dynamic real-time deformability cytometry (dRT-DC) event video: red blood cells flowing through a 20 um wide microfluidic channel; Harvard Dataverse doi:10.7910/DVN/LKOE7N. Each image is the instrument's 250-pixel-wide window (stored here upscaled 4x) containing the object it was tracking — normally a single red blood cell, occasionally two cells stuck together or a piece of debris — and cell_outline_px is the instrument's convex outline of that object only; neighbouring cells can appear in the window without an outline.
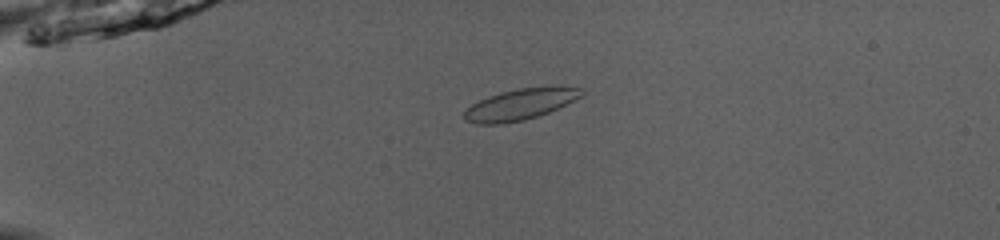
{"species": "common noctule bat (a hibernating species)", "species_latin": "Nyctalus noctula", "temperature_condition": "room temperature", "stored_images_in_passage": 37, "camera_frame_rate_fps": 3000, "um_per_image_px": 0.085, "animal": {"sex": "male", "body_mass_g": 13.0, "forearm_length_mm": 53.1}, "frame": {"image": 1, "passage_image": 2, "time_ms": 0.333, "image_size_px": [1000, 240], "cell_outline_px": [[584, 92], [580, 96], [548, 112], [524, 120], [500, 124], [476, 124], [464, 120], [464, 112], [472, 104], [488, 96], [500, 92], [516, 88], [584, 88]], "centroid_in_image_um": [44.11, 8.9], "position_along_channel_um": 40.9, "area_um2": 20.52}}
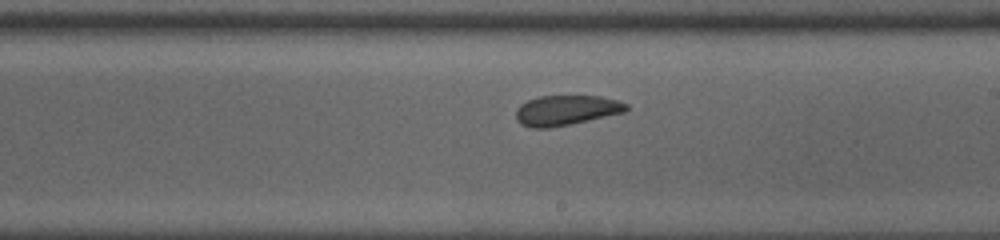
{"frame": {"image": 2, "passage_image": 20, "time_ms": 6.333, "image_size_px": [1000, 240], "cell_outline_px": [[628, 108], [624, 112], [588, 120], [548, 128], [532, 128], [520, 124], [516, 120], [516, 108], [520, 104], [528, 100], [540, 96], [600, 96], [616, 100], [628, 104]], "centroid_in_image_um": [48.08, 9.37], "position_along_channel_um": 240.9, "area_um2": 19.19}}
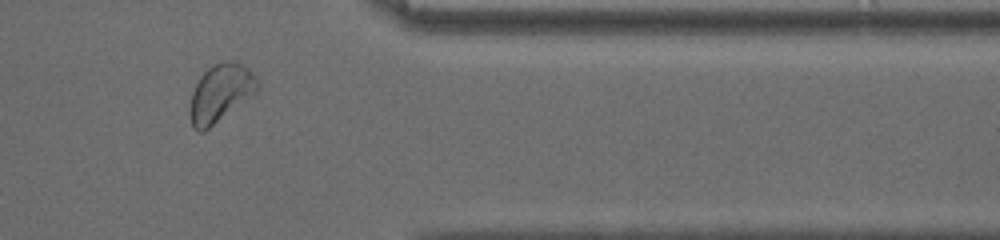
{"frame": {"image": 3, "passage_image": 32, "time_ms": 10.333, "image_size_px": [1000, 240], "cell_outline_px": [[260, 88], [256, 92], [204, 132], [200, 132], [192, 128], [188, 112], [192, 92], [200, 76], [212, 64], [228, 60], [236, 60], [248, 68], [260, 84]], "centroid_in_image_um": [18.72, 7.91], "position_along_channel_um": 392.7, "area_um2": 22.83}}